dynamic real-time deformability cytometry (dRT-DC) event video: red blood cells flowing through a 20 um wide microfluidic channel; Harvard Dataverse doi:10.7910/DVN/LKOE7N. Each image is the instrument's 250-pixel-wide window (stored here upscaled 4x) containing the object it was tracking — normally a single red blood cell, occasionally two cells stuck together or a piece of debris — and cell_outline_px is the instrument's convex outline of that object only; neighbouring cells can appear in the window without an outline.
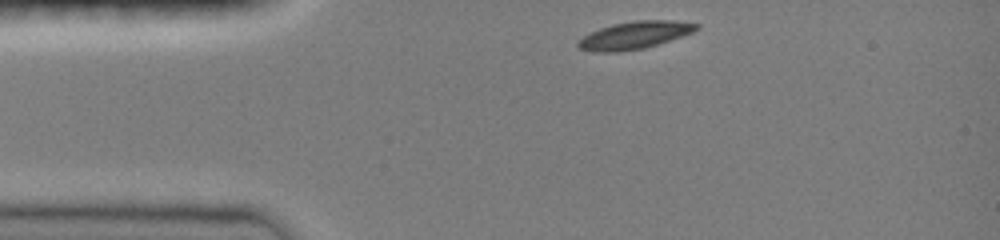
{"species": "common noctule bat (a hibernating species)", "species_latin": "Nyctalus noctula", "temperature_condition": "room temperature", "stored_images_in_passage": 34, "camera_frame_rate_fps": 3000, "um_per_image_px": 0.085, "animal": {"sex": "female", "body_mass_g": 19.0, "forearm_length_mm": 51.5}, "frame": {"image": 1, "passage_image": 1, "time_ms": 0.0, "image_size_px": [1000, 240], "cell_outline_px": [[700, 28], [692, 32], [644, 48], [616, 52], [592, 52], [580, 48], [576, 44], [576, 40], [600, 28], [612, 24], [636, 20], [676, 20], [700, 24]], "centroid_in_image_um": [53.92, 2.98], "position_along_channel_um": 31.1, "area_um2": 18.84}}
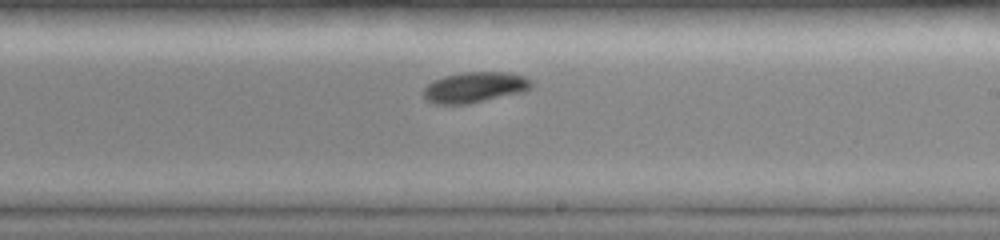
{"frame": {"image": 2, "passage_image": 20, "time_ms": 6.333, "image_size_px": [1000, 240], "cell_outline_px": [[536, 84], [532, 88], [524, 92], [468, 104], [436, 104], [428, 100], [424, 96], [424, 88], [432, 80], [444, 76], [460, 72], [508, 72], [524, 76]], "centroid_in_image_um": [40.4, 7.41], "position_along_channel_um": 248.6, "area_um2": 19.48}}
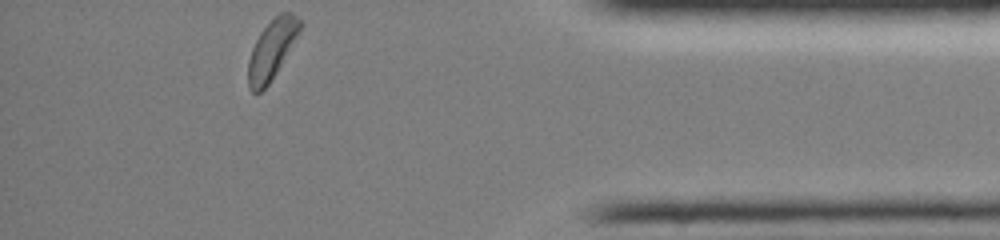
{"frame": {"image": 3, "passage_image": 34, "time_ms": 11.0, "image_size_px": [1000, 240], "cell_outline_px": [[304, 24], [300, 32], [276, 72], [268, 84], [260, 92], [252, 92], [248, 88], [248, 60], [252, 48], [260, 32], [280, 12], [292, 12]], "centroid_in_image_um": [23.11, 4.19], "position_along_channel_um": 412.1, "area_um2": 17.69}, "authors_computed_cell_mechanics": {"area_um2": 19.0451, "velocity_mm_per_s": 4.0296, "shape_relaxation_time_tau1_ms": 1.8928, "shape_relaxation_time_tau2_ms": null, "deformation_change_tau1": 0.0743, "deformation_change_tau2": null}}